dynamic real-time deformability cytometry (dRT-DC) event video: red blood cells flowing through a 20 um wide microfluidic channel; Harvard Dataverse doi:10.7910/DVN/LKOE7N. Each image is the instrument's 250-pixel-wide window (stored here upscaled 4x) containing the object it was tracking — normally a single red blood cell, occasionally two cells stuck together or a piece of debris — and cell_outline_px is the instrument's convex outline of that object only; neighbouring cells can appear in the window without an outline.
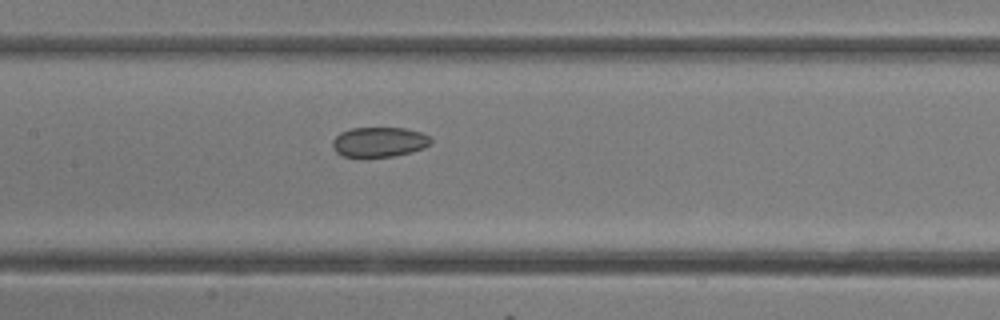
{"species": "common noctule bat (a hibernating species)", "species_latin": "Nyctalus noctula", "temperature_condition": "room temperature", "stored_images_in_passage": 17, "camera_frame_rate_fps": 3000, "um_per_image_px": 0.085, "animal": {"sex": "female"}, "frame": {"image": 1, "passage_image": 15, "time_ms": 4.667, "image_size_px": [1000, 320], "cell_outline_px": [[432, 144], [424, 148], [412, 152], [392, 156], [368, 160], [360, 160], [344, 156], [336, 152], [332, 144], [332, 140], [340, 132], [352, 128], [404, 128], [420, 132], [428, 136], [432, 140]], "centroid_in_image_um": [32.2, 12.12], "position_along_channel_um": 175.2, "area_um2": 17.8}}
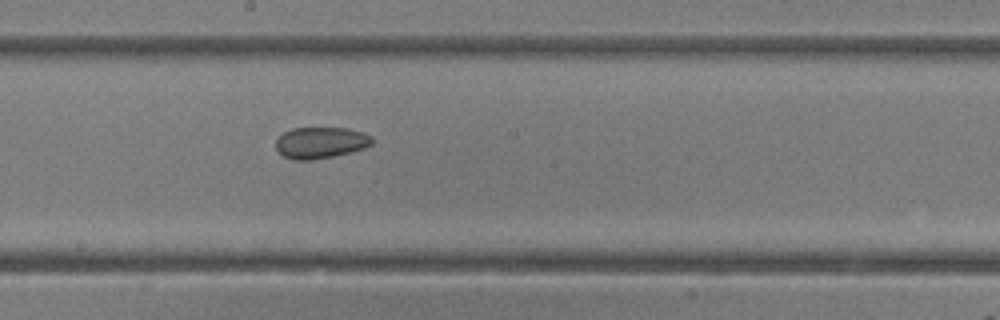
{"frame": {"image": 2, "passage_image": 17, "time_ms": 5.333, "image_size_px": [1000, 320], "cell_outline_px": [[372, 144], [364, 148], [332, 156], [312, 160], [292, 160], [284, 156], [276, 148], [276, 140], [284, 132], [292, 128], [348, 128], [364, 132], [372, 136]], "centroid_in_image_um": [27.25, 12.12], "position_along_channel_um": 220.9, "area_um2": 17.51}}